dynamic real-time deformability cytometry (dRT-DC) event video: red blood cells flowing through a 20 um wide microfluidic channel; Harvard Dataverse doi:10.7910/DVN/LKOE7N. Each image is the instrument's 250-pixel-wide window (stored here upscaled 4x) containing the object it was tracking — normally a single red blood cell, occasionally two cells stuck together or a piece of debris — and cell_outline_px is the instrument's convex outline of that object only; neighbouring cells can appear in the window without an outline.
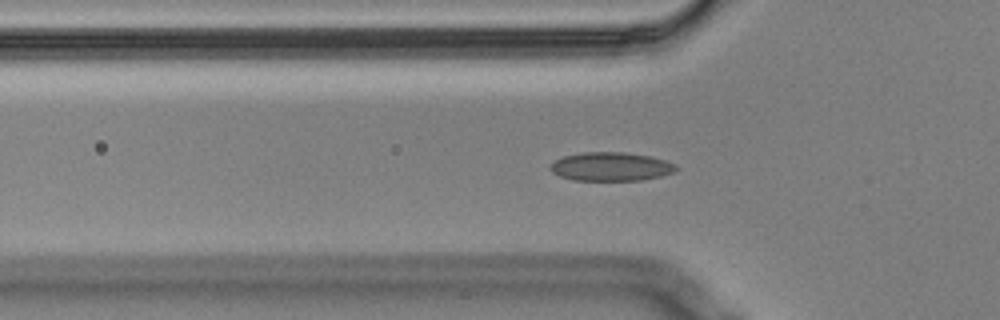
{"species": "Egyptian fruit bat (a non-hibernating species)", "species_latin": "Rousettus aegyptiacus", "temperature_condition": "cold", "stored_images_in_passage": 48, "camera_frame_rate_fps": 3000, "um_per_image_px": 0.085, "animal": {"sex": "male"}, "frame": {"image": 1, "passage_image": 17, "time_ms": 5.333, "image_size_px": [1000, 320], "cell_outline_px": [[676, 168], [672, 172], [660, 176], [640, 180], [572, 180], [560, 176], [552, 172], [548, 168], [556, 160], [564, 156], [584, 152], [624, 152], [648, 156], [664, 160], [676, 164]], "centroid_in_image_um": [51.89, 14.16], "position_along_channel_um": 73.9, "area_um2": 20.75}}
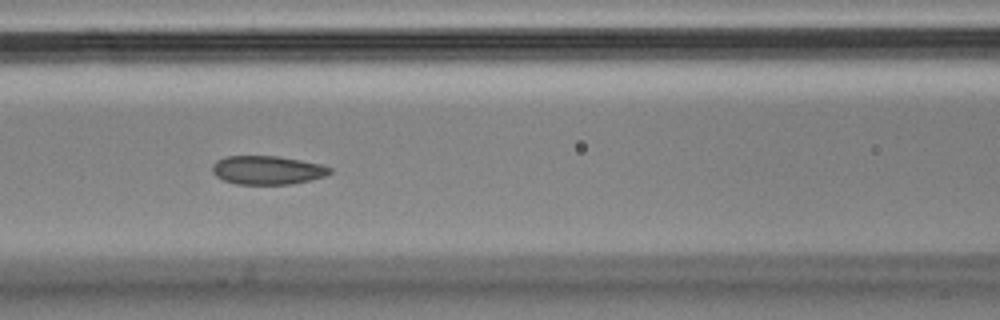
{"frame": {"image": 2, "passage_image": 23, "time_ms": 7.333, "image_size_px": [1000, 320], "cell_outline_px": [[332, 172], [324, 176], [292, 184], [236, 184], [224, 180], [216, 176], [212, 172], [212, 164], [216, 160], [224, 156], [276, 156], [300, 160], [320, 164], [332, 168]], "centroid_in_image_um": [22.69, 14.45], "position_along_channel_um": 143.9, "area_um2": 19.59}}
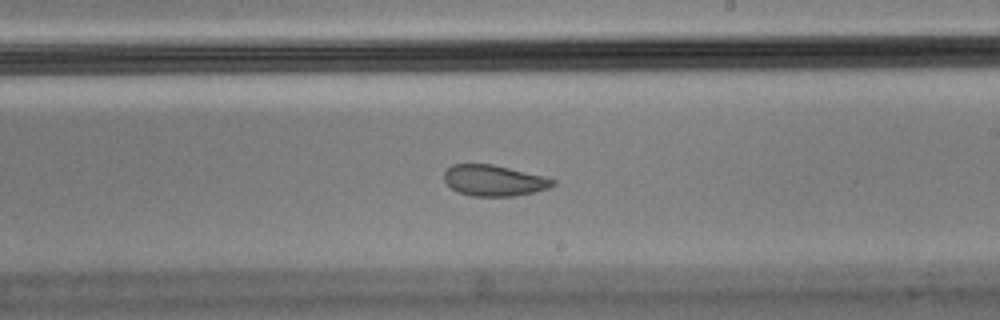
{"frame": {"image": 3, "passage_image": 32, "time_ms": 10.333, "image_size_px": [1000, 320], "cell_outline_px": [[556, 184], [548, 188], [516, 196], [472, 196], [460, 192], [452, 188], [444, 180], [444, 172], [452, 164], [492, 164], [544, 176], [556, 180]], "centroid_in_image_um": [42.0, 15.34], "position_along_channel_um": 247.0, "area_um2": 19.48}, "authors_computed_cell_mechanics": {"area_um2": 20.5479, "velocity_mm_per_s": 3.4477, "shape_relaxation_time_tau1_ms": null, "shape_relaxation_time_tau2_ms": 2.0341, "deformation_change_tau1": null, "deformation_change_tau2": 0.059}}